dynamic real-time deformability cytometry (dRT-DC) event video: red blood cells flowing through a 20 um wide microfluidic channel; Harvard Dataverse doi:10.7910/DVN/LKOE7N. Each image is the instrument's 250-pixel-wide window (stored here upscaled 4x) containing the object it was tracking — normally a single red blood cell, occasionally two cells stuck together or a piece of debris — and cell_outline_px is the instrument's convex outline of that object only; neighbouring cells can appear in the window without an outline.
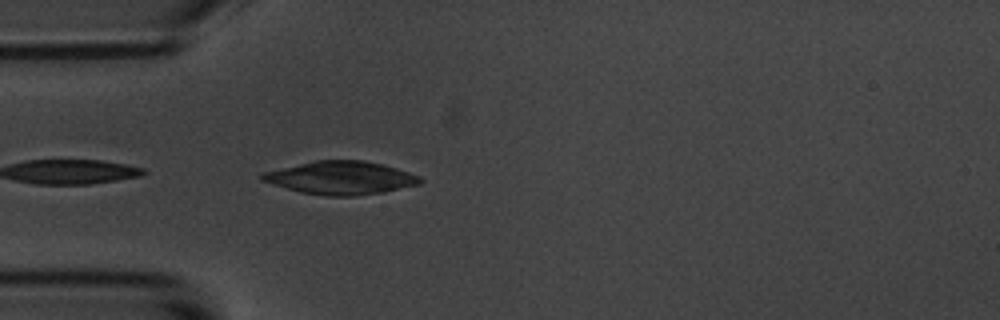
{"species": "common noctule bat (a hibernating species)", "species_latin": "Nyctalus noctula", "temperature_condition": "room temperature", "stored_images_in_passage": 10, "camera_frame_rate_fps": 3000, "um_per_image_px": 0.085, "animal": {"sex": "male", "body_mass_g": 20.1, "forearm_length_mm": 53.5}, "frame": {"image": 1, "passage_image": 1, "time_ms": 0.0, "image_size_px": [1000, 320], "cell_outline_px": [[424, 180], [420, 184], [384, 192], [356, 196], [324, 196], [300, 192], [260, 180], [260, 176], [264, 172], [316, 160], [364, 160], [384, 164], [420, 176]], "centroid_in_image_um": [29.01, 15.12], "position_along_channel_um": 56.0, "area_um2": 30.46}}
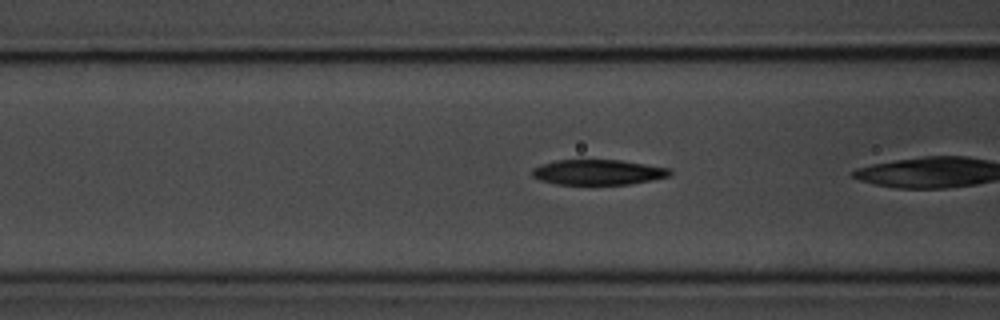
{"frame": {"image": 2, "passage_image": 4, "time_ms": 1.0, "image_size_px": [1000, 320], "cell_outline_px": [[672, 172], [668, 176], [652, 180], [628, 184], [556, 184], [540, 180], [532, 176], [532, 168], [540, 164], [556, 160], [620, 160], [668, 168]], "centroid_in_image_um": [50.78, 14.63], "position_along_channel_um": 115.8, "area_um2": 20.11}}